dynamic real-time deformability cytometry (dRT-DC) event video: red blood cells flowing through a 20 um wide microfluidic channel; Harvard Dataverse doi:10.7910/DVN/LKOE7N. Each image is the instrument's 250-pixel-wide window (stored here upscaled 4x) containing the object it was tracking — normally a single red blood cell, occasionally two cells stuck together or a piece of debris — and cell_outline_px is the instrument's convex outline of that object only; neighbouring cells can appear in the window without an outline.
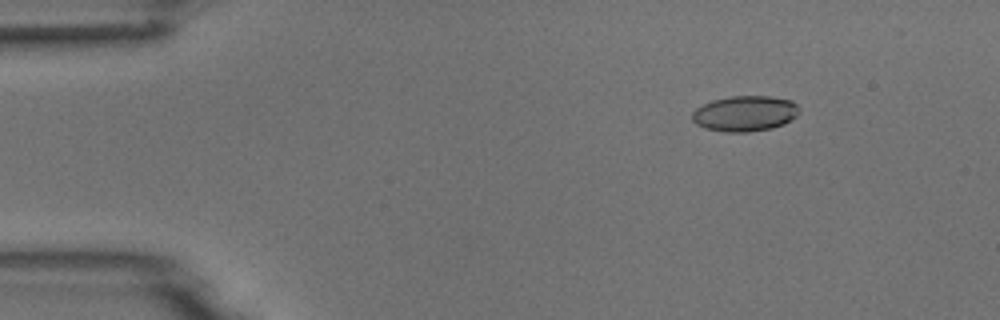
{"species": "common noctule bat (a hibernating species)", "species_latin": "Nyctalus noctula", "temperature_condition": "room temperature", "stored_images_in_passage": 7, "camera_frame_rate_fps": 3000, "um_per_image_px": 0.085, "animal": {"sex": "male", "body_mass_g": 18.8}, "frame": {"image": 1, "passage_image": 2, "time_ms": 1.0, "image_size_px": [1000, 320], "cell_outline_px": [[800, 108], [796, 116], [784, 124], [772, 128], [748, 132], [724, 132], [704, 128], [696, 124], [692, 120], [692, 112], [696, 108], [712, 100], [732, 96], [768, 96], [792, 100]], "centroid_in_image_um": [63.31, 9.65], "position_along_channel_um": 21.7, "area_um2": 22.25}}
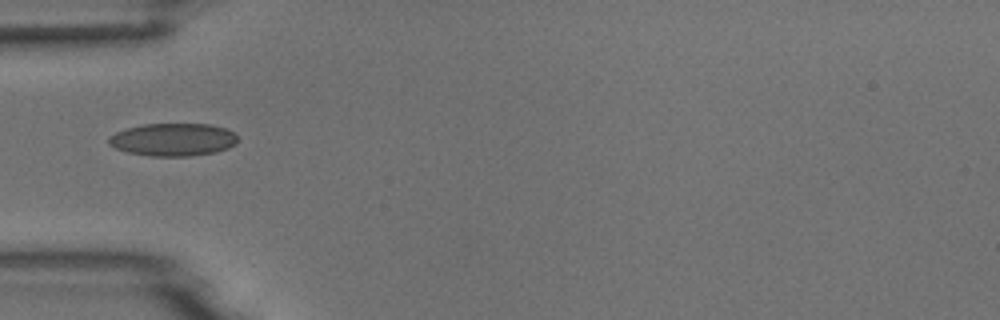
{"frame": {"image": 2, "passage_image": 4, "time_ms": 4.333, "image_size_px": [1000, 320], "cell_outline_px": [[236, 144], [228, 148], [216, 152], [188, 156], [152, 156], [128, 152], [116, 148], [108, 144], [108, 136], [116, 132], [128, 128], [144, 124], [212, 124], [228, 128], [236, 132]], "centroid_in_image_um": [14.74, 11.86], "position_along_channel_um": 70.3, "area_um2": 24.74}}